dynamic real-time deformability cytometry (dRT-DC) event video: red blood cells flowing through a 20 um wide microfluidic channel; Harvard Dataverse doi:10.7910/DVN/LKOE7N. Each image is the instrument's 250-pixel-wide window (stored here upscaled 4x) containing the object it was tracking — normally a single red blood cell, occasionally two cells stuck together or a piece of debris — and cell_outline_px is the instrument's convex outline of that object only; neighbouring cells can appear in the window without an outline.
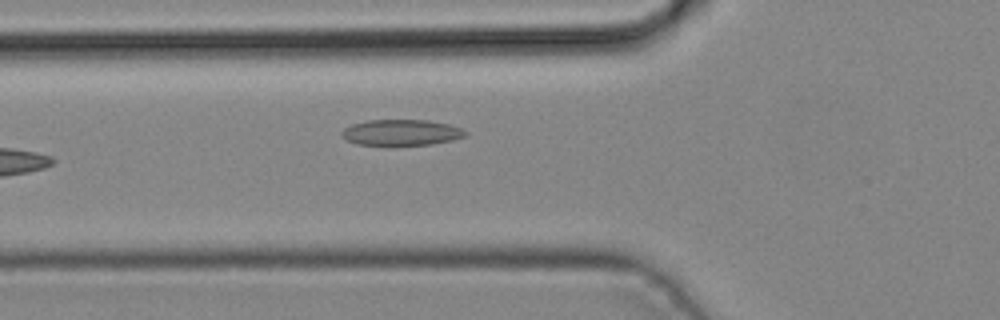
{"species": "common noctule bat (a hibernating species)", "species_latin": "Nyctalus noctula", "temperature_condition": "cold", "stored_images_in_passage": 3, "camera_frame_rate_fps": 3000, "um_per_image_px": 0.085, "animal": {"sex": "male", "body_mass_g": 19.2, "forearm_length_mm": 51.8}, "frame": {"image": 1, "passage_image": 3, "time_ms": 0.667, "image_size_px": [1000, 320], "cell_outline_px": [[468, 132], [464, 136], [452, 140], [432, 144], [388, 148], [356, 144], [340, 136], [340, 132], [344, 128], [352, 124], [364, 120], [428, 120], [448, 124], [460, 128]], "centroid_in_image_um": [34.03, 11.3], "position_along_channel_um": 91.8, "area_um2": 19.54}}